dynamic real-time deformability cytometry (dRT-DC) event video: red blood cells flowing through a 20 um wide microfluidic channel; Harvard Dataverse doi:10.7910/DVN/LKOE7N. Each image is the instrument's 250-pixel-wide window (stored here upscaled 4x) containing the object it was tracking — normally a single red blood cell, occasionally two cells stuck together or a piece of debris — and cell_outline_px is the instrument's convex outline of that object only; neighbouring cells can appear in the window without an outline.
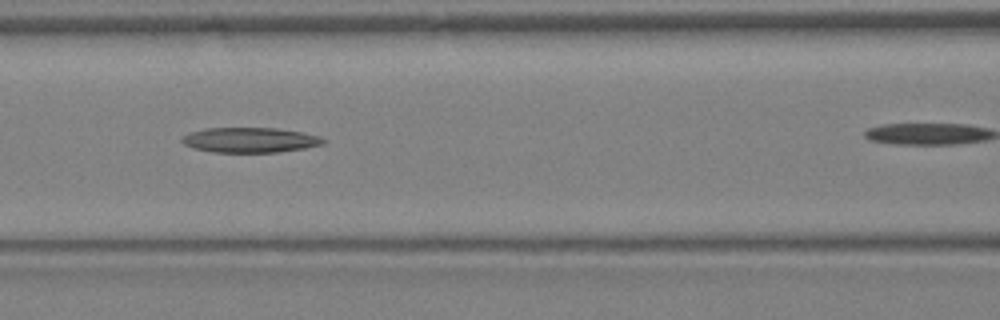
{"species": "Egyptian fruit bat (a non-hibernating species)", "species_latin": "Rousettus aegyptiacus", "temperature_condition": "warm", "stored_images_in_passage": 20, "camera_frame_rate_fps": 3000, "um_per_image_px": 0.085, "animal": {"sex": "female"}, "frame": {"image": 1, "passage_image": 7, "time_ms": 2.0, "image_size_px": [1000, 320], "cell_outline_px": [[328, 140], [324, 144], [304, 148], [280, 152], [212, 152], [192, 148], [184, 144], [180, 140], [180, 136], [204, 128], [276, 128], [304, 132], [320, 136]], "centroid_in_image_um": [21.26, 11.9], "position_along_channel_um": 145.3, "area_um2": 20.87}}
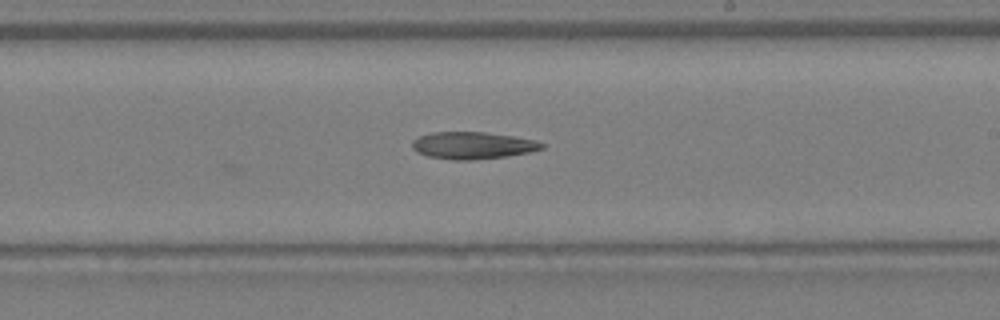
{"frame": {"image": 2, "passage_image": 12, "time_ms": 3.667, "image_size_px": [1000, 320], "cell_outline_px": [[544, 148], [532, 152], [504, 156], [472, 160], [452, 160], [428, 156], [416, 152], [412, 148], [412, 140], [420, 136], [432, 132], [484, 132], [512, 136], [536, 140], [544, 144]], "centroid_in_image_um": [40.17, 12.36], "position_along_channel_um": 248.8, "area_um2": 20.46}}
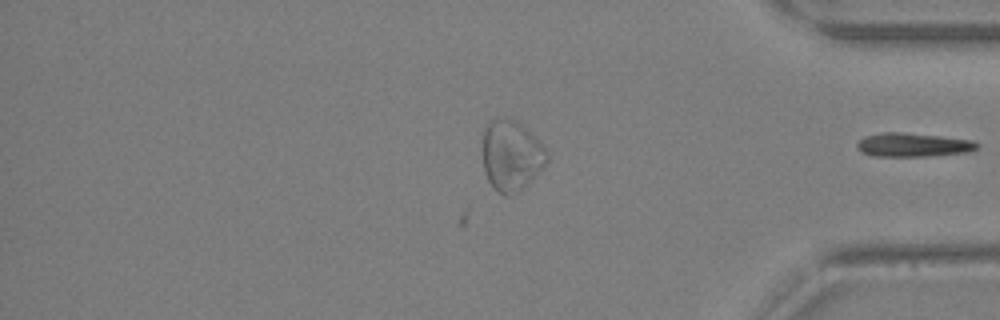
{"frame": {"image": 3, "passage_image": 20, "time_ms": 6.333, "image_size_px": [1000, 320], "cell_outline_px": [[980, 148], [972, 152], [928, 156], [872, 156], [856, 148], [856, 144], [864, 136], [884, 132], [900, 132], [940, 136], [972, 140], [980, 144]], "centroid_in_image_um": [77.66, 12.32], "position_along_channel_um": 357.5, "area_um2": 16.76}}